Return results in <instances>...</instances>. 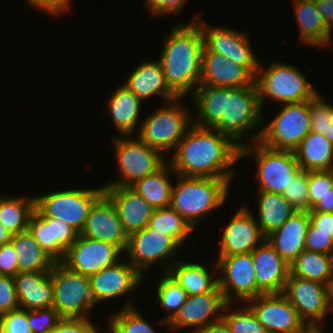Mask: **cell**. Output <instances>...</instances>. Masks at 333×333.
Masks as SVG:
<instances>
[{
	"mask_svg": "<svg viewBox=\"0 0 333 333\" xmlns=\"http://www.w3.org/2000/svg\"><path fill=\"white\" fill-rule=\"evenodd\" d=\"M189 97L198 112L192 117L194 125L215 129L239 149L260 140L262 129L253 136L250 133L257 127L262 128L265 120L256 83L242 88L198 86ZM243 137L248 138L246 143L240 141Z\"/></svg>",
	"mask_w": 333,
	"mask_h": 333,
	"instance_id": "cell-1",
	"label": "cell"
},
{
	"mask_svg": "<svg viewBox=\"0 0 333 333\" xmlns=\"http://www.w3.org/2000/svg\"><path fill=\"white\" fill-rule=\"evenodd\" d=\"M168 158L174 172L187 177L234 179L240 149L215 129L192 124Z\"/></svg>",
	"mask_w": 333,
	"mask_h": 333,
	"instance_id": "cell-2",
	"label": "cell"
},
{
	"mask_svg": "<svg viewBox=\"0 0 333 333\" xmlns=\"http://www.w3.org/2000/svg\"><path fill=\"white\" fill-rule=\"evenodd\" d=\"M203 11L187 23L172 27L164 38L159 61L169 89L178 97L195 92L200 85L204 37L196 21Z\"/></svg>",
	"mask_w": 333,
	"mask_h": 333,
	"instance_id": "cell-3",
	"label": "cell"
},
{
	"mask_svg": "<svg viewBox=\"0 0 333 333\" xmlns=\"http://www.w3.org/2000/svg\"><path fill=\"white\" fill-rule=\"evenodd\" d=\"M176 176L170 206L195 230L199 221L224 205L232 179Z\"/></svg>",
	"mask_w": 333,
	"mask_h": 333,
	"instance_id": "cell-4",
	"label": "cell"
},
{
	"mask_svg": "<svg viewBox=\"0 0 333 333\" xmlns=\"http://www.w3.org/2000/svg\"><path fill=\"white\" fill-rule=\"evenodd\" d=\"M255 83L261 109H264L267 97L284 105L306 102L318 94L297 67L278 61L271 62L266 69L260 61Z\"/></svg>",
	"mask_w": 333,
	"mask_h": 333,
	"instance_id": "cell-5",
	"label": "cell"
},
{
	"mask_svg": "<svg viewBox=\"0 0 333 333\" xmlns=\"http://www.w3.org/2000/svg\"><path fill=\"white\" fill-rule=\"evenodd\" d=\"M177 98L166 102L143 118L137 137L163 155L175 149L193 124L189 108Z\"/></svg>",
	"mask_w": 333,
	"mask_h": 333,
	"instance_id": "cell-6",
	"label": "cell"
},
{
	"mask_svg": "<svg viewBox=\"0 0 333 333\" xmlns=\"http://www.w3.org/2000/svg\"><path fill=\"white\" fill-rule=\"evenodd\" d=\"M113 144L119 176L116 181L106 182L103 187H130L168 161L159 150L145 144L137 136H117Z\"/></svg>",
	"mask_w": 333,
	"mask_h": 333,
	"instance_id": "cell-7",
	"label": "cell"
},
{
	"mask_svg": "<svg viewBox=\"0 0 333 333\" xmlns=\"http://www.w3.org/2000/svg\"><path fill=\"white\" fill-rule=\"evenodd\" d=\"M251 155L255 156L259 191L282 194L301 169L295 152L275 150L259 141L240 149V159Z\"/></svg>",
	"mask_w": 333,
	"mask_h": 333,
	"instance_id": "cell-8",
	"label": "cell"
},
{
	"mask_svg": "<svg viewBox=\"0 0 333 333\" xmlns=\"http://www.w3.org/2000/svg\"><path fill=\"white\" fill-rule=\"evenodd\" d=\"M104 194L101 188H80L59 190L35 197V211L41 217H53L75 228L83 229L89 211Z\"/></svg>",
	"mask_w": 333,
	"mask_h": 333,
	"instance_id": "cell-9",
	"label": "cell"
},
{
	"mask_svg": "<svg viewBox=\"0 0 333 333\" xmlns=\"http://www.w3.org/2000/svg\"><path fill=\"white\" fill-rule=\"evenodd\" d=\"M281 106L272 121L262 126L259 142L275 150L294 152L311 131L309 101Z\"/></svg>",
	"mask_w": 333,
	"mask_h": 333,
	"instance_id": "cell-10",
	"label": "cell"
},
{
	"mask_svg": "<svg viewBox=\"0 0 333 333\" xmlns=\"http://www.w3.org/2000/svg\"><path fill=\"white\" fill-rule=\"evenodd\" d=\"M54 288L53 308L61 317L90 318L95 303L88 276L56 262L50 271Z\"/></svg>",
	"mask_w": 333,
	"mask_h": 333,
	"instance_id": "cell-11",
	"label": "cell"
},
{
	"mask_svg": "<svg viewBox=\"0 0 333 333\" xmlns=\"http://www.w3.org/2000/svg\"><path fill=\"white\" fill-rule=\"evenodd\" d=\"M180 248L181 246L173 238L147 226L128 237L125 253H128L127 261L146 277L144 275L146 268L155 264L165 265L162 270L167 272L178 260L176 252Z\"/></svg>",
	"mask_w": 333,
	"mask_h": 333,
	"instance_id": "cell-12",
	"label": "cell"
},
{
	"mask_svg": "<svg viewBox=\"0 0 333 333\" xmlns=\"http://www.w3.org/2000/svg\"><path fill=\"white\" fill-rule=\"evenodd\" d=\"M214 261V269L220 273L218 286L227 303L239 301L243 304L256 297V270L252 252L218 256Z\"/></svg>",
	"mask_w": 333,
	"mask_h": 333,
	"instance_id": "cell-13",
	"label": "cell"
},
{
	"mask_svg": "<svg viewBox=\"0 0 333 333\" xmlns=\"http://www.w3.org/2000/svg\"><path fill=\"white\" fill-rule=\"evenodd\" d=\"M283 294L308 327L326 324L324 321L327 319V313H331L327 285L295 277L289 273Z\"/></svg>",
	"mask_w": 333,
	"mask_h": 333,
	"instance_id": "cell-14",
	"label": "cell"
},
{
	"mask_svg": "<svg viewBox=\"0 0 333 333\" xmlns=\"http://www.w3.org/2000/svg\"><path fill=\"white\" fill-rule=\"evenodd\" d=\"M196 21L202 28L204 46L209 51L219 53L234 63L246 67L256 77L260 60L252 50L245 30L236 31L228 27L207 25L202 16Z\"/></svg>",
	"mask_w": 333,
	"mask_h": 333,
	"instance_id": "cell-15",
	"label": "cell"
},
{
	"mask_svg": "<svg viewBox=\"0 0 333 333\" xmlns=\"http://www.w3.org/2000/svg\"><path fill=\"white\" fill-rule=\"evenodd\" d=\"M122 252L114 244L79 235L61 263L71 271L90 277L121 260Z\"/></svg>",
	"mask_w": 333,
	"mask_h": 333,
	"instance_id": "cell-16",
	"label": "cell"
},
{
	"mask_svg": "<svg viewBox=\"0 0 333 333\" xmlns=\"http://www.w3.org/2000/svg\"><path fill=\"white\" fill-rule=\"evenodd\" d=\"M246 304L267 333H302L308 327L283 293L260 294Z\"/></svg>",
	"mask_w": 333,
	"mask_h": 333,
	"instance_id": "cell-17",
	"label": "cell"
},
{
	"mask_svg": "<svg viewBox=\"0 0 333 333\" xmlns=\"http://www.w3.org/2000/svg\"><path fill=\"white\" fill-rule=\"evenodd\" d=\"M227 302L219 286L212 292L188 296L176 315L168 322V329H186L192 333L197 328L222 319ZM190 328V329H189Z\"/></svg>",
	"mask_w": 333,
	"mask_h": 333,
	"instance_id": "cell-18",
	"label": "cell"
},
{
	"mask_svg": "<svg viewBox=\"0 0 333 333\" xmlns=\"http://www.w3.org/2000/svg\"><path fill=\"white\" fill-rule=\"evenodd\" d=\"M125 260H119L89 277L95 305L129 295L143 282L145 277Z\"/></svg>",
	"mask_w": 333,
	"mask_h": 333,
	"instance_id": "cell-19",
	"label": "cell"
},
{
	"mask_svg": "<svg viewBox=\"0 0 333 333\" xmlns=\"http://www.w3.org/2000/svg\"><path fill=\"white\" fill-rule=\"evenodd\" d=\"M247 207L241 206L224 228L218 256L251 253L266 240L257 218Z\"/></svg>",
	"mask_w": 333,
	"mask_h": 333,
	"instance_id": "cell-20",
	"label": "cell"
},
{
	"mask_svg": "<svg viewBox=\"0 0 333 333\" xmlns=\"http://www.w3.org/2000/svg\"><path fill=\"white\" fill-rule=\"evenodd\" d=\"M28 231L55 262L64 259L67 249L80 235L67 223L53 217H41L35 210L29 219Z\"/></svg>",
	"mask_w": 333,
	"mask_h": 333,
	"instance_id": "cell-21",
	"label": "cell"
},
{
	"mask_svg": "<svg viewBox=\"0 0 333 333\" xmlns=\"http://www.w3.org/2000/svg\"><path fill=\"white\" fill-rule=\"evenodd\" d=\"M81 236L108 242L125 253L128 236L112 202L103 194L91 207Z\"/></svg>",
	"mask_w": 333,
	"mask_h": 333,
	"instance_id": "cell-22",
	"label": "cell"
},
{
	"mask_svg": "<svg viewBox=\"0 0 333 333\" xmlns=\"http://www.w3.org/2000/svg\"><path fill=\"white\" fill-rule=\"evenodd\" d=\"M254 84L255 76L246 67L204 46L199 86L242 88Z\"/></svg>",
	"mask_w": 333,
	"mask_h": 333,
	"instance_id": "cell-23",
	"label": "cell"
},
{
	"mask_svg": "<svg viewBox=\"0 0 333 333\" xmlns=\"http://www.w3.org/2000/svg\"><path fill=\"white\" fill-rule=\"evenodd\" d=\"M104 195L114 205L128 237L148 226L154 209L134 189L104 187Z\"/></svg>",
	"mask_w": 333,
	"mask_h": 333,
	"instance_id": "cell-24",
	"label": "cell"
},
{
	"mask_svg": "<svg viewBox=\"0 0 333 333\" xmlns=\"http://www.w3.org/2000/svg\"><path fill=\"white\" fill-rule=\"evenodd\" d=\"M256 270V297L260 294L283 293L290 267L265 240L252 252Z\"/></svg>",
	"mask_w": 333,
	"mask_h": 333,
	"instance_id": "cell-25",
	"label": "cell"
},
{
	"mask_svg": "<svg viewBox=\"0 0 333 333\" xmlns=\"http://www.w3.org/2000/svg\"><path fill=\"white\" fill-rule=\"evenodd\" d=\"M310 217L307 211H296L285 223L266 236V241L290 267L305 250Z\"/></svg>",
	"mask_w": 333,
	"mask_h": 333,
	"instance_id": "cell-26",
	"label": "cell"
},
{
	"mask_svg": "<svg viewBox=\"0 0 333 333\" xmlns=\"http://www.w3.org/2000/svg\"><path fill=\"white\" fill-rule=\"evenodd\" d=\"M142 102L152 96H162L163 103L173 101L178 97L169 89L161 62L143 61L130 73L123 83Z\"/></svg>",
	"mask_w": 333,
	"mask_h": 333,
	"instance_id": "cell-27",
	"label": "cell"
},
{
	"mask_svg": "<svg viewBox=\"0 0 333 333\" xmlns=\"http://www.w3.org/2000/svg\"><path fill=\"white\" fill-rule=\"evenodd\" d=\"M106 102L104 111L107 109L110 113L112 125L118 130V135L136 136L139 132L137 129L141 126L139 120L143 102L123 84L113 91Z\"/></svg>",
	"mask_w": 333,
	"mask_h": 333,
	"instance_id": "cell-28",
	"label": "cell"
},
{
	"mask_svg": "<svg viewBox=\"0 0 333 333\" xmlns=\"http://www.w3.org/2000/svg\"><path fill=\"white\" fill-rule=\"evenodd\" d=\"M14 281L21 309L28 311L53 306L54 288L50 272H19Z\"/></svg>",
	"mask_w": 333,
	"mask_h": 333,
	"instance_id": "cell-29",
	"label": "cell"
},
{
	"mask_svg": "<svg viewBox=\"0 0 333 333\" xmlns=\"http://www.w3.org/2000/svg\"><path fill=\"white\" fill-rule=\"evenodd\" d=\"M300 43L325 48L332 30L326 25L314 0H292Z\"/></svg>",
	"mask_w": 333,
	"mask_h": 333,
	"instance_id": "cell-30",
	"label": "cell"
},
{
	"mask_svg": "<svg viewBox=\"0 0 333 333\" xmlns=\"http://www.w3.org/2000/svg\"><path fill=\"white\" fill-rule=\"evenodd\" d=\"M294 152L303 170L333 169V144L325 135L310 131Z\"/></svg>",
	"mask_w": 333,
	"mask_h": 333,
	"instance_id": "cell-31",
	"label": "cell"
},
{
	"mask_svg": "<svg viewBox=\"0 0 333 333\" xmlns=\"http://www.w3.org/2000/svg\"><path fill=\"white\" fill-rule=\"evenodd\" d=\"M187 292L188 296L212 292L218 287V276L213 277L202 263L176 260L167 271Z\"/></svg>",
	"mask_w": 333,
	"mask_h": 333,
	"instance_id": "cell-32",
	"label": "cell"
},
{
	"mask_svg": "<svg viewBox=\"0 0 333 333\" xmlns=\"http://www.w3.org/2000/svg\"><path fill=\"white\" fill-rule=\"evenodd\" d=\"M170 173L176 174L167 161L156 172L146 175L130 187L142 196L153 209L169 207L173 188Z\"/></svg>",
	"mask_w": 333,
	"mask_h": 333,
	"instance_id": "cell-33",
	"label": "cell"
},
{
	"mask_svg": "<svg viewBox=\"0 0 333 333\" xmlns=\"http://www.w3.org/2000/svg\"><path fill=\"white\" fill-rule=\"evenodd\" d=\"M11 242L17 254L19 272H50L55 261L26 230L13 234Z\"/></svg>",
	"mask_w": 333,
	"mask_h": 333,
	"instance_id": "cell-34",
	"label": "cell"
},
{
	"mask_svg": "<svg viewBox=\"0 0 333 333\" xmlns=\"http://www.w3.org/2000/svg\"><path fill=\"white\" fill-rule=\"evenodd\" d=\"M258 224L265 236L282 226L296 209L280 193L258 191Z\"/></svg>",
	"mask_w": 333,
	"mask_h": 333,
	"instance_id": "cell-35",
	"label": "cell"
},
{
	"mask_svg": "<svg viewBox=\"0 0 333 333\" xmlns=\"http://www.w3.org/2000/svg\"><path fill=\"white\" fill-rule=\"evenodd\" d=\"M290 274L329 287L333 279V255L305 249L291 264Z\"/></svg>",
	"mask_w": 333,
	"mask_h": 333,
	"instance_id": "cell-36",
	"label": "cell"
},
{
	"mask_svg": "<svg viewBox=\"0 0 333 333\" xmlns=\"http://www.w3.org/2000/svg\"><path fill=\"white\" fill-rule=\"evenodd\" d=\"M0 196V223L13 235L28 230L35 209V197Z\"/></svg>",
	"mask_w": 333,
	"mask_h": 333,
	"instance_id": "cell-37",
	"label": "cell"
},
{
	"mask_svg": "<svg viewBox=\"0 0 333 333\" xmlns=\"http://www.w3.org/2000/svg\"><path fill=\"white\" fill-rule=\"evenodd\" d=\"M148 226L173 238L180 246L188 240L193 229L171 206L154 209Z\"/></svg>",
	"mask_w": 333,
	"mask_h": 333,
	"instance_id": "cell-38",
	"label": "cell"
},
{
	"mask_svg": "<svg viewBox=\"0 0 333 333\" xmlns=\"http://www.w3.org/2000/svg\"><path fill=\"white\" fill-rule=\"evenodd\" d=\"M108 321L109 333H159L129 300Z\"/></svg>",
	"mask_w": 333,
	"mask_h": 333,
	"instance_id": "cell-39",
	"label": "cell"
},
{
	"mask_svg": "<svg viewBox=\"0 0 333 333\" xmlns=\"http://www.w3.org/2000/svg\"><path fill=\"white\" fill-rule=\"evenodd\" d=\"M158 281L159 283L156 287L158 305L167 312V316L163 317L164 319H161L158 324L166 325L168 328V322L186 302L188 295L168 272H163V275Z\"/></svg>",
	"mask_w": 333,
	"mask_h": 333,
	"instance_id": "cell-40",
	"label": "cell"
},
{
	"mask_svg": "<svg viewBox=\"0 0 333 333\" xmlns=\"http://www.w3.org/2000/svg\"><path fill=\"white\" fill-rule=\"evenodd\" d=\"M231 305L232 303L225 305L222 316L231 333H267L265 327L257 319L256 314L246 303L240 304V308L237 309L236 307V310L232 309V312H230Z\"/></svg>",
	"mask_w": 333,
	"mask_h": 333,
	"instance_id": "cell-41",
	"label": "cell"
},
{
	"mask_svg": "<svg viewBox=\"0 0 333 333\" xmlns=\"http://www.w3.org/2000/svg\"><path fill=\"white\" fill-rule=\"evenodd\" d=\"M282 196L296 209V211H309L310 201L308 195V171L300 169L292 182L282 193Z\"/></svg>",
	"mask_w": 333,
	"mask_h": 333,
	"instance_id": "cell-42",
	"label": "cell"
},
{
	"mask_svg": "<svg viewBox=\"0 0 333 333\" xmlns=\"http://www.w3.org/2000/svg\"><path fill=\"white\" fill-rule=\"evenodd\" d=\"M311 131L327 135L333 126V105L327 103L320 94L309 100Z\"/></svg>",
	"mask_w": 333,
	"mask_h": 333,
	"instance_id": "cell-43",
	"label": "cell"
},
{
	"mask_svg": "<svg viewBox=\"0 0 333 333\" xmlns=\"http://www.w3.org/2000/svg\"><path fill=\"white\" fill-rule=\"evenodd\" d=\"M333 187V169L308 171L310 209Z\"/></svg>",
	"mask_w": 333,
	"mask_h": 333,
	"instance_id": "cell-44",
	"label": "cell"
},
{
	"mask_svg": "<svg viewBox=\"0 0 333 333\" xmlns=\"http://www.w3.org/2000/svg\"><path fill=\"white\" fill-rule=\"evenodd\" d=\"M61 318L53 307L28 310V323L32 333L52 330Z\"/></svg>",
	"mask_w": 333,
	"mask_h": 333,
	"instance_id": "cell-45",
	"label": "cell"
},
{
	"mask_svg": "<svg viewBox=\"0 0 333 333\" xmlns=\"http://www.w3.org/2000/svg\"><path fill=\"white\" fill-rule=\"evenodd\" d=\"M305 249L333 255V232L315 231V226L310 222L306 233Z\"/></svg>",
	"mask_w": 333,
	"mask_h": 333,
	"instance_id": "cell-46",
	"label": "cell"
},
{
	"mask_svg": "<svg viewBox=\"0 0 333 333\" xmlns=\"http://www.w3.org/2000/svg\"><path fill=\"white\" fill-rule=\"evenodd\" d=\"M0 333H32L28 311L18 308L0 316Z\"/></svg>",
	"mask_w": 333,
	"mask_h": 333,
	"instance_id": "cell-47",
	"label": "cell"
},
{
	"mask_svg": "<svg viewBox=\"0 0 333 333\" xmlns=\"http://www.w3.org/2000/svg\"><path fill=\"white\" fill-rule=\"evenodd\" d=\"M18 308L14 277L0 275V316Z\"/></svg>",
	"mask_w": 333,
	"mask_h": 333,
	"instance_id": "cell-48",
	"label": "cell"
},
{
	"mask_svg": "<svg viewBox=\"0 0 333 333\" xmlns=\"http://www.w3.org/2000/svg\"><path fill=\"white\" fill-rule=\"evenodd\" d=\"M97 327L91 318L62 317L52 329L53 333H92Z\"/></svg>",
	"mask_w": 333,
	"mask_h": 333,
	"instance_id": "cell-49",
	"label": "cell"
},
{
	"mask_svg": "<svg viewBox=\"0 0 333 333\" xmlns=\"http://www.w3.org/2000/svg\"><path fill=\"white\" fill-rule=\"evenodd\" d=\"M188 0H145L144 4L154 16L177 15Z\"/></svg>",
	"mask_w": 333,
	"mask_h": 333,
	"instance_id": "cell-50",
	"label": "cell"
},
{
	"mask_svg": "<svg viewBox=\"0 0 333 333\" xmlns=\"http://www.w3.org/2000/svg\"><path fill=\"white\" fill-rule=\"evenodd\" d=\"M18 273L17 254L10 241L0 246V275L14 277Z\"/></svg>",
	"mask_w": 333,
	"mask_h": 333,
	"instance_id": "cell-51",
	"label": "cell"
},
{
	"mask_svg": "<svg viewBox=\"0 0 333 333\" xmlns=\"http://www.w3.org/2000/svg\"><path fill=\"white\" fill-rule=\"evenodd\" d=\"M72 0H26L27 4L45 13L55 16L64 15L71 9Z\"/></svg>",
	"mask_w": 333,
	"mask_h": 333,
	"instance_id": "cell-52",
	"label": "cell"
},
{
	"mask_svg": "<svg viewBox=\"0 0 333 333\" xmlns=\"http://www.w3.org/2000/svg\"><path fill=\"white\" fill-rule=\"evenodd\" d=\"M315 231L333 232V213L308 212Z\"/></svg>",
	"mask_w": 333,
	"mask_h": 333,
	"instance_id": "cell-53",
	"label": "cell"
},
{
	"mask_svg": "<svg viewBox=\"0 0 333 333\" xmlns=\"http://www.w3.org/2000/svg\"><path fill=\"white\" fill-rule=\"evenodd\" d=\"M326 25L333 31V0H314Z\"/></svg>",
	"mask_w": 333,
	"mask_h": 333,
	"instance_id": "cell-54",
	"label": "cell"
},
{
	"mask_svg": "<svg viewBox=\"0 0 333 333\" xmlns=\"http://www.w3.org/2000/svg\"><path fill=\"white\" fill-rule=\"evenodd\" d=\"M308 212L333 213V187Z\"/></svg>",
	"mask_w": 333,
	"mask_h": 333,
	"instance_id": "cell-55",
	"label": "cell"
},
{
	"mask_svg": "<svg viewBox=\"0 0 333 333\" xmlns=\"http://www.w3.org/2000/svg\"><path fill=\"white\" fill-rule=\"evenodd\" d=\"M192 333H231L226 322L221 319L217 322L197 328Z\"/></svg>",
	"mask_w": 333,
	"mask_h": 333,
	"instance_id": "cell-56",
	"label": "cell"
},
{
	"mask_svg": "<svg viewBox=\"0 0 333 333\" xmlns=\"http://www.w3.org/2000/svg\"><path fill=\"white\" fill-rule=\"evenodd\" d=\"M12 234L0 223V246L10 242Z\"/></svg>",
	"mask_w": 333,
	"mask_h": 333,
	"instance_id": "cell-57",
	"label": "cell"
},
{
	"mask_svg": "<svg viewBox=\"0 0 333 333\" xmlns=\"http://www.w3.org/2000/svg\"><path fill=\"white\" fill-rule=\"evenodd\" d=\"M302 333H323L322 326H309Z\"/></svg>",
	"mask_w": 333,
	"mask_h": 333,
	"instance_id": "cell-58",
	"label": "cell"
},
{
	"mask_svg": "<svg viewBox=\"0 0 333 333\" xmlns=\"http://www.w3.org/2000/svg\"><path fill=\"white\" fill-rule=\"evenodd\" d=\"M329 297H330V307L331 310H333V279L329 285Z\"/></svg>",
	"mask_w": 333,
	"mask_h": 333,
	"instance_id": "cell-59",
	"label": "cell"
},
{
	"mask_svg": "<svg viewBox=\"0 0 333 333\" xmlns=\"http://www.w3.org/2000/svg\"><path fill=\"white\" fill-rule=\"evenodd\" d=\"M326 137L331 141L333 144V126H331L329 132L327 133Z\"/></svg>",
	"mask_w": 333,
	"mask_h": 333,
	"instance_id": "cell-60",
	"label": "cell"
},
{
	"mask_svg": "<svg viewBox=\"0 0 333 333\" xmlns=\"http://www.w3.org/2000/svg\"><path fill=\"white\" fill-rule=\"evenodd\" d=\"M331 42H332V43H331ZM329 45L332 46V49H331V50L333 51V39H332V41H331V38H329V40H328V42H327V44H326L325 47L327 48V46H329Z\"/></svg>",
	"mask_w": 333,
	"mask_h": 333,
	"instance_id": "cell-61",
	"label": "cell"
},
{
	"mask_svg": "<svg viewBox=\"0 0 333 333\" xmlns=\"http://www.w3.org/2000/svg\"><path fill=\"white\" fill-rule=\"evenodd\" d=\"M92 333H102V332L99 331V330L96 328ZM108 333H109V332H108Z\"/></svg>",
	"mask_w": 333,
	"mask_h": 333,
	"instance_id": "cell-62",
	"label": "cell"
},
{
	"mask_svg": "<svg viewBox=\"0 0 333 333\" xmlns=\"http://www.w3.org/2000/svg\"><path fill=\"white\" fill-rule=\"evenodd\" d=\"M44 333H53V331H52V330H50V331H48V332H44Z\"/></svg>",
	"mask_w": 333,
	"mask_h": 333,
	"instance_id": "cell-63",
	"label": "cell"
}]
</instances>
